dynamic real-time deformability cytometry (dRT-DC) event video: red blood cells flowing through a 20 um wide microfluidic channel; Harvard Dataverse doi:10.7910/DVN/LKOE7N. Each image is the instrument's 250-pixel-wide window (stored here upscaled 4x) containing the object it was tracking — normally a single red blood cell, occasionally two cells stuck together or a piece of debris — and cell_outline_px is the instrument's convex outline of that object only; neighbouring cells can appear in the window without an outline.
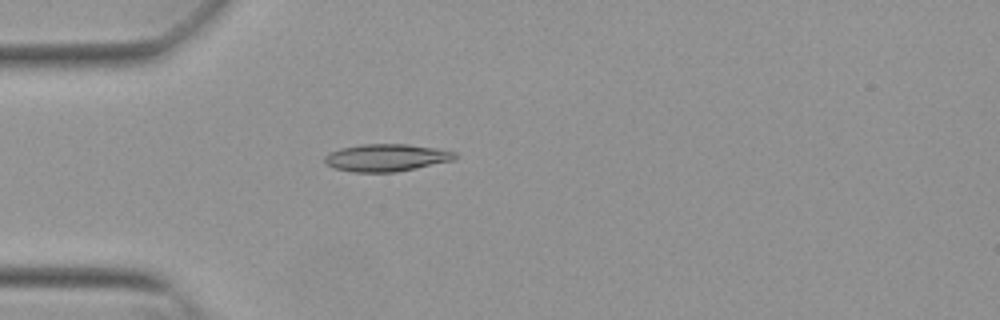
{"species": "Egyptian fruit bat (a non-hibernating species)", "species_latin": "Rousettus aegyptiacus", "temperature_condition": "warm", "stored_images_in_passage": 53, "camera_frame_rate_fps": 3000, "um_per_image_px": 0.085, "animal": {"sex": "female"}, "frame": {"image": 1, "passage_image": 15, "time_ms": 4.667, "image_size_px": [1000, 320], "cell_outline_px": [[460, 156], [456, 160], [396, 172], [352, 172], [332, 168], [324, 164], [324, 156], [328, 152], [340, 148], [360, 144], [408, 144], [436, 148], [456, 152]], "centroid_in_image_um": [32.83, 13.4], "position_along_channel_um": 52.2, "area_um2": 21.21}}
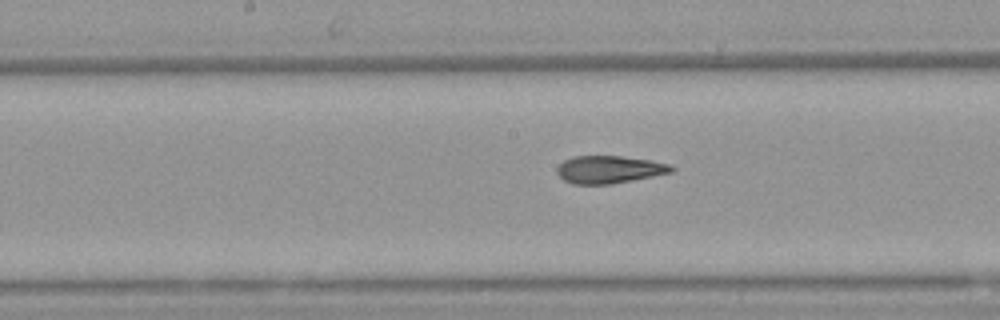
{"frame": {"image": 2, "passage_image": 27, "time_ms": 8.667, "image_size_px": [1000, 320], "cell_outline_px": [[676, 168], [672, 172], [612, 184], [572, 184], [564, 180], [556, 172], [556, 168], [564, 160], [572, 156], [620, 156], [652, 160], [672, 164]], "centroid_in_image_um": [51.8, 14.4], "position_along_channel_um": 196.4, "area_um2": 18.5}}
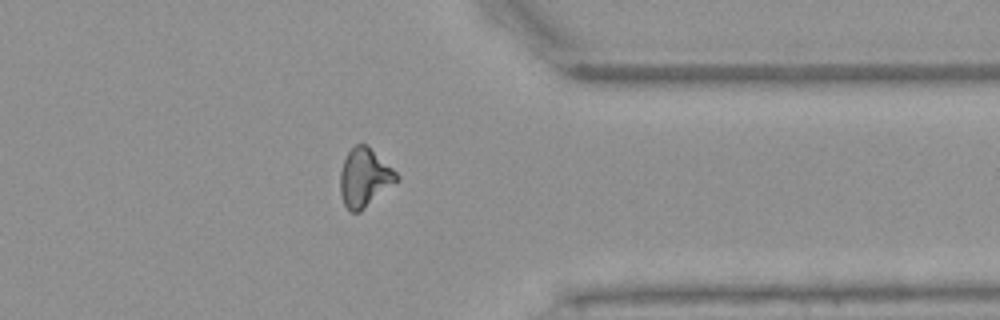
{"frame": {"image": 3, "passage_image": 42, "time_ms": 13.667, "image_size_px": [1000, 320], "cell_outline_px": [[400, 180], [360, 212], [352, 212], [344, 204], [340, 192], [340, 172], [344, 160], [348, 152], [356, 144], [364, 144], [392, 168], [400, 176]], "centroid_in_image_um": [30.99, 15.13], "position_along_channel_um": 380.4, "area_um2": 18.96}, "authors_computed_cell_mechanics": {"area_um2": 19.0162, "velocity_mm_per_s": 3.8519, "shape_relaxation_time_tau1_ms": 9.9731, "shape_relaxation_time_tau2_ms": 2.0689, "deformation_change_tau1": 0.2661, "deformation_change_tau2": 0.0954}}